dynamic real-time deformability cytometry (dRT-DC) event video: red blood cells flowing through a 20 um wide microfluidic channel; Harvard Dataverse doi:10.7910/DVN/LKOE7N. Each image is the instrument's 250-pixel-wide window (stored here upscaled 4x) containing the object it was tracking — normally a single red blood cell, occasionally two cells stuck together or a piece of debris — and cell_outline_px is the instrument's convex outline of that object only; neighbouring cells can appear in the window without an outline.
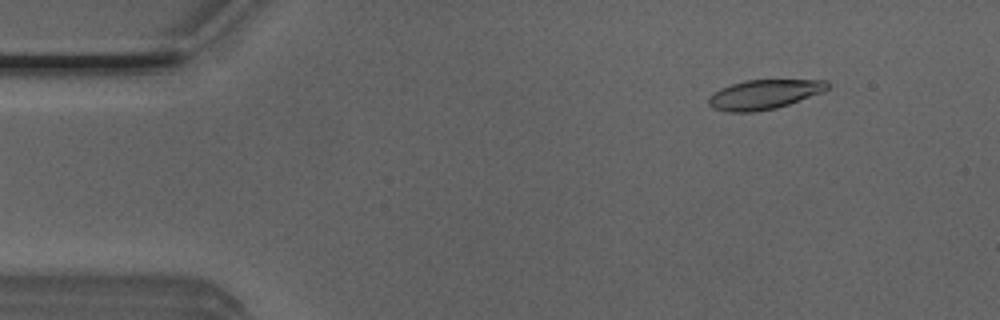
{"species": "Egyptian fruit bat (a non-hibernating species)", "species_latin": "Rousettus aegyptiacus", "temperature_condition": "room temperature", "stored_images_in_passage": 7, "camera_frame_rate_fps": 3000, "um_per_image_px": 0.085, "animal": {"sex": "male"}, "frame": {"image": 1, "passage_image": 1, "time_ms": 0.0, "image_size_px": [1000, 320], "cell_outline_px": [[832, 84], [824, 92], [776, 108], [756, 112], [728, 112], [712, 108], [708, 104], [708, 96], [720, 88], [744, 80], [828, 80]], "centroid_in_image_um": [64.95, 8.02], "position_along_channel_um": 20.0, "area_um2": 20.63}}